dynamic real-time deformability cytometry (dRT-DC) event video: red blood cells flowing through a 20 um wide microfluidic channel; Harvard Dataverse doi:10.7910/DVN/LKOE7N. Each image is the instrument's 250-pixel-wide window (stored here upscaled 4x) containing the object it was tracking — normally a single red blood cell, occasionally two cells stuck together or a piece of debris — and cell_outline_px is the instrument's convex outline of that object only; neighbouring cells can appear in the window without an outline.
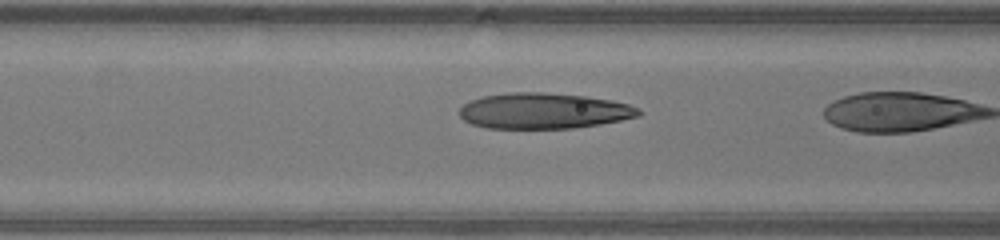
{"species": "human", "species_latin": "Homo sapiens", "temperature_condition": "warm", "stored_images_in_passage": 17, "camera_frame_rate_fps": 3000, "um_per_image_px": 0.085, "donor": {"sex": "male"}, "frame": {"image": 1, "passage_image": 16, "time_ms": 5.0, "image_size_px": [1000, 240], "cell_outline_px": [[644, 112], [640, 116], [600, 124], [572, 128], [484, 128], [472, 124], [464, 120], [460, 116], [460, 108], [464, 104], [480, 96], [508, 92], [544, 92], [584, 96], [612, 100], [628, 104], [640, 108]], "centroid_in_image_um": [46.23, 9.42], "position_along_channel_um": 120.4, "area_um2": 37.51}}